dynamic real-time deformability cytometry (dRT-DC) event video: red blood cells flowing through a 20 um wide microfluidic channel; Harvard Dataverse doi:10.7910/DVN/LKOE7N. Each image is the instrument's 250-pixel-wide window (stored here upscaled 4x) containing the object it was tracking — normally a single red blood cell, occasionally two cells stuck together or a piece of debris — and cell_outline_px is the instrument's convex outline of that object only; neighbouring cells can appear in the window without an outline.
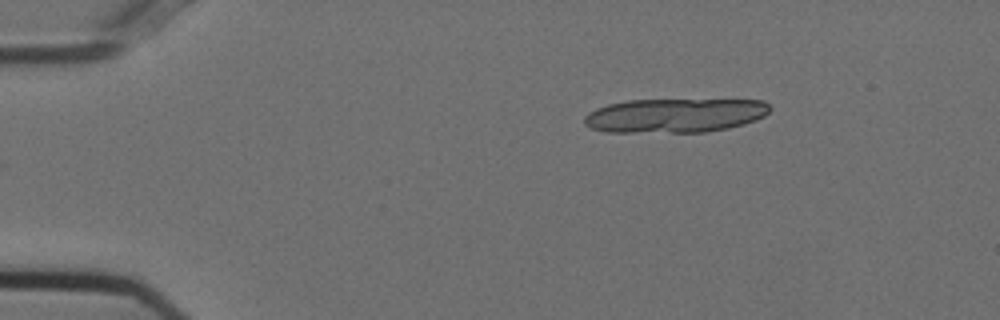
{"species": "Egyptian fruit bat (a non-hibernating species)", "species_latin": "Rousettus aegyptiacus", "temperature_condition": "cold", "stored_images_in_passage": 14, "camera_frame_rate_fps": 3000, "um_per_image_px": 0.085, "animal": {"sex": "female"}, "frame": {"image": 1, "passage_image": 3, "time_ms": 0.667, "image_size_px": [1000, 320], "cell_outline_px": [[772, 108], [764, 116], [756, 120], [744, 124], [728, 128], [708, 132], [604, 132], [592, 128], [584, 124], [584, 116], [588, 112], [596, 108], [608, 104], [628, 100], [764, 100]], "centroid_in_image_um": [57.36, 9.81], "position_along_channel_um": 27.6, "area_um2": 37.11}}